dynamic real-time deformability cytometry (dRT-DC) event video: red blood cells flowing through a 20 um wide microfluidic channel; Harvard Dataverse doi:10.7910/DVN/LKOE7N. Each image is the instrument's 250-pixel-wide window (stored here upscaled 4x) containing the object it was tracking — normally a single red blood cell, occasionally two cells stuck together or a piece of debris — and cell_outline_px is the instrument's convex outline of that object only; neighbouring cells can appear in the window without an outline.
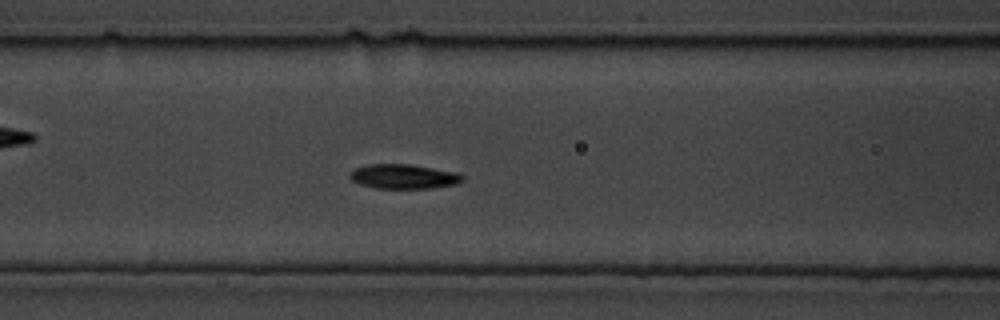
{"species": "common noctule bat (a hibernating species)", "species_latin": "Nyctalus noctula", "temperature_condition": "cold", "stored_images_in_passage": 83, "camera_frame_rate_fps": 3000, "um_per_image_px": 0.085, "animal": {"sex": "male", "body_mass_g": 19.5, "forearm_length_mm": 54.6}, "frame": {"image": 1, "passage_image": 31, "time_ms": 10.0, "image_size_px": [1000, 320], "cell_outline_px": [[464, 180], [452, 184], [432, 188], [376, 188], [360, 184], [352, 180], [348, 176], [352, 168], [368, 164], [412, 164], [460, 172], [464, 176]], "centroid_in_image_um": [34.3, 14.98], "position_along_channel_um": 132.3, "area_um2": 16.3}}
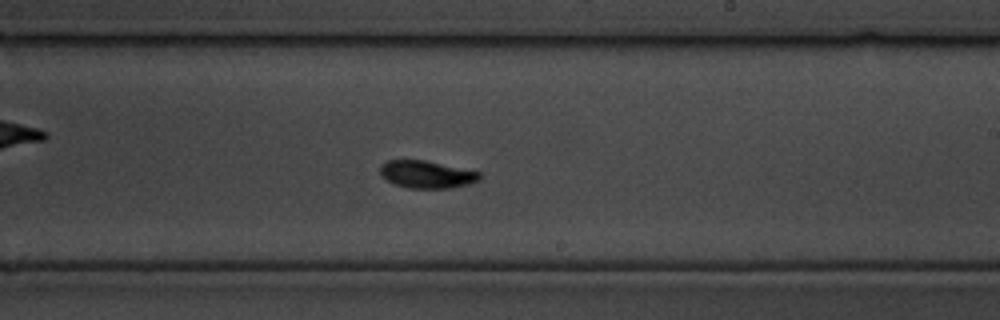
{"frame": {"image": 2, "passage_image": 47, "time_ms": 15.333, "image_size_px": [1000, 320], "cell_outline_px": [[480, 180], [468, 184], [448, 188], [408, 188], [392, 184], [380, 176], [380, 164], [388, 160], [424, 160], [480, 172]], "centroid_in_image_um": [36.21, 14.83], "position_along_channel_um": 252.8, "area_um2": 15.95}}
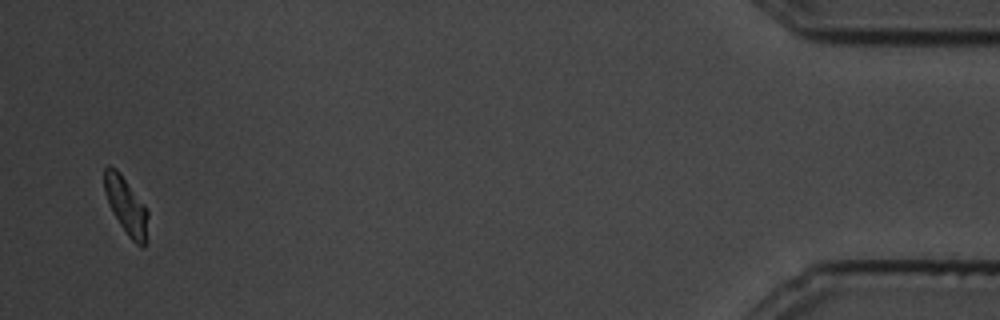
{"frame": {"image": 3, "passage_image": 80, "time_ms": 26.333, "image_size_px": [1000, 320], "cell_outline_px": [[148, 216], [144, 248], [140, 248], [128, 236], [120, 224], [104, 192], [104, 168], [108, 164], [116, 168], [144, 204], [148, 212]], "centroid_in_image_um": [10.72, 17.48], "position_along_channel_um": 424.5, "area_um2": 14.16}}